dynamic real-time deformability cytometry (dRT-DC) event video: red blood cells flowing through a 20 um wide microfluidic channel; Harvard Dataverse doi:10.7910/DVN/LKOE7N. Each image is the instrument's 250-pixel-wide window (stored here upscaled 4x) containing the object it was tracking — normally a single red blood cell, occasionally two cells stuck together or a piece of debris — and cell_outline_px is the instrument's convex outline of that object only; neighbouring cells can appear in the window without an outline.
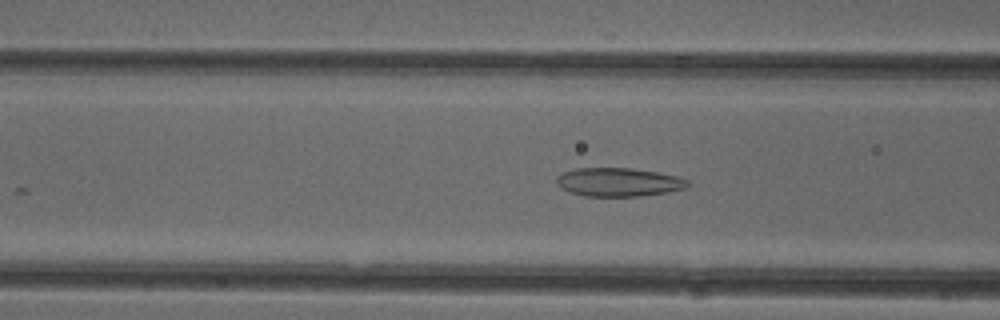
{"species": "common noctule bat (a hibernating species)", "species_latin": "Nyctalus noctula", "temperature_condition": "cold", "stored_images_in_passage": 31, "camera_frame_rate_fps": 3000, "um_per_image_px": 0.085, "animal": {"sex": "female"}, "frame": {"image": 1, "passage_image": 8, "time_ms": 2.333, "image_size_px": [1000, 320], "cell_outline_px": [[688, 188], [668, 192], [640, 196], [584, 196], [568, 192], [560, 188], [556, 184], [556, 176], [564, 172], [576, 168], [632, 168], [656, 172], [676, 176], [688, 180]], "centroid_in_image_um": [52.55, 15.48], "position_along_channel_um": 114.1, "area_um2": 21.96}}
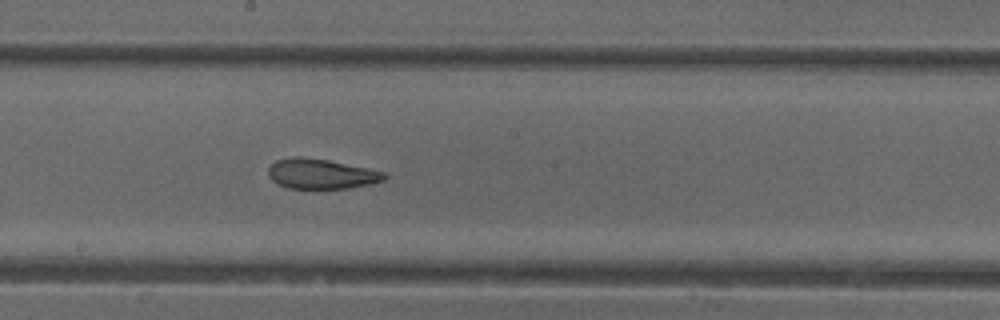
{"frame": {"image": 2, "passage_image": 16, "time_ms": 5.0, "image_size_px": [1000, 320], "cell_outline_px": [[388, 176], [384, 180], [368, 184], [348, 188], [288, 188], [276, 184], [268, 176], [268, 168], [276, 160], [292, 156], [304, 156], [328, 160], [384, 172]], "centroid_in_image_um": [27.24, 14.77], "position_along_channel_um": 221.0, "area_um2": 20.23}}
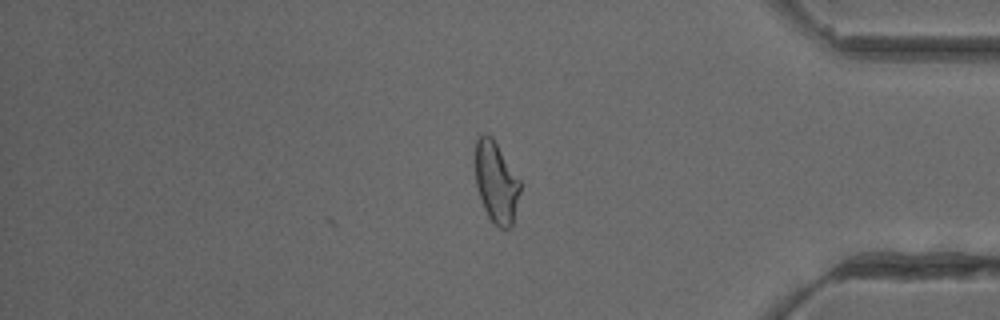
{"frame": {"image": 3, "passage_image": 31, "time_ms": 10.0, "image_size_px": [1000, 320], "cell_outline_px": [[520, 192], [512, 224], [508, 228], [500, 228], [488, 216], [484, 208], [476, 188], [476, 140], [484, 132], [488, 132], [492, 136], [520, 180]], "centroid_in_image_um": [42.17, 15.46], "position_along_channel_um": 393.0, "area_um2": 21.04}, "authors_computed_cell_mechanics": {"area_um2": 20.7502, "velocity_mm_per_s": 3.9966, "shape_relaxation_time_tau1_ms": null, "shape_relaxation_time_tau2_ms": 2.0783, "deformation_change_tau1": null, "deformation_change_tau2": 0.1108}}